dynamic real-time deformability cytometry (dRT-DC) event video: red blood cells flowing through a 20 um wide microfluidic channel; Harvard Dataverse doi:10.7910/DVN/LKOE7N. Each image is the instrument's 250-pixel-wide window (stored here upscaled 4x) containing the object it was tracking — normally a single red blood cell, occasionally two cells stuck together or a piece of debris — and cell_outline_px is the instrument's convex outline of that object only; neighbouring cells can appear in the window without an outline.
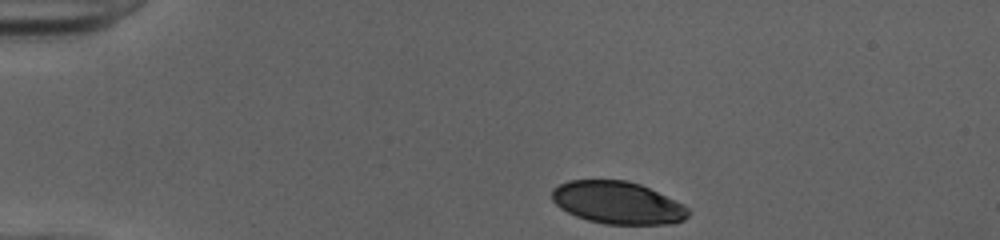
{"species": "human", "species_latin": "Homo sapiens", "temperature_condition": "cold", "stored_images_in_passage": 37, "camera_frame_rate_fps": 3000, "um_per_image_px": 0.085, "donor": {"sex": "female"}, "frame": {"image": 1, "passage_image": 1, "time_ms": 0.0, "image_size_px": [1000, 240], "cell_outline_px": [[692, 212], [684, 220], [672, 224], [604, 224], [588, 220], [576, 216], [560, 208], [552, 200], [552, 188], [568, 180], [628, 180], [640, 184], [684, 204]], "centroid_in_image_um": [52.52, 17.23], "position_along_channel_um": 32.5, "area_um2": 33.87}}
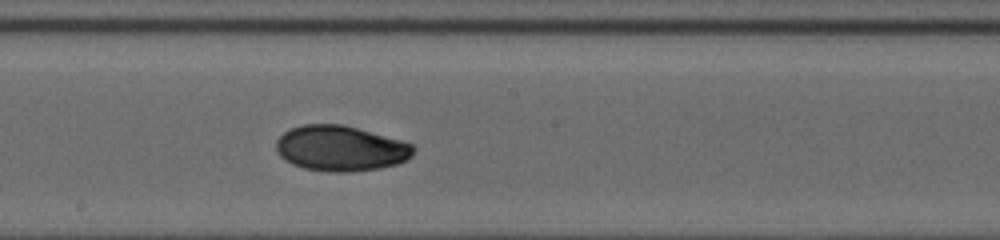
{"frame": {"image": 2, "passage_image": 20, "time_ms": 6.333, "image_size_px": [1000, 240], "cell_outline_px": [[416, 148], [412, 156], [396, 164], [380, 168], [352, 172], [328, 172], [304, 168], [292, 164], [284, 160], [276, 152], [276, 140], [284, 132], [292, 128], [304, 124], [344, 124], [400, 140], [412, 144]], "centroid_in_image_um": [28.93, 12.61], "position_along_channel_um": 219.3, "area_um2": 36.47}}
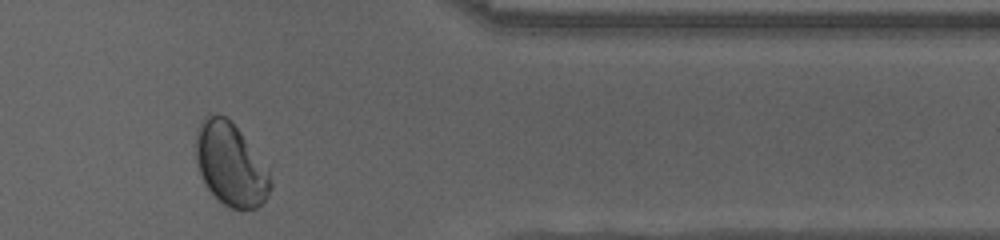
{"frame": {"image": 3, "passage_image": 34, "time_ms": 11.0, "image_size_px": [1000, 240], "cell_outline_px": [[272, 184], [268, 196], [256, 208], [228, 208], [216, 200], [208, 188], [196, 164], [196, 128], [204, 116], [208, 112], [224, 116], [240, 132], [268, 168], [272, 180]], "centroid_in_image_um": [19.58, 13.98], "position_along_channel_um": 391.8, "area_um2": 36.01}, "authors_computed_cell_mechanics": {"area_um2": 36.1828, "velocity_mm_per_s": 4.011, "shape_relaxation_time_tau1_ms": 4.018, "shape_relaxation_time_tau2_ms": 2.8884, "deformation_change_tau1": 0.1269, "deformation_change_tau2": 0.0452}}